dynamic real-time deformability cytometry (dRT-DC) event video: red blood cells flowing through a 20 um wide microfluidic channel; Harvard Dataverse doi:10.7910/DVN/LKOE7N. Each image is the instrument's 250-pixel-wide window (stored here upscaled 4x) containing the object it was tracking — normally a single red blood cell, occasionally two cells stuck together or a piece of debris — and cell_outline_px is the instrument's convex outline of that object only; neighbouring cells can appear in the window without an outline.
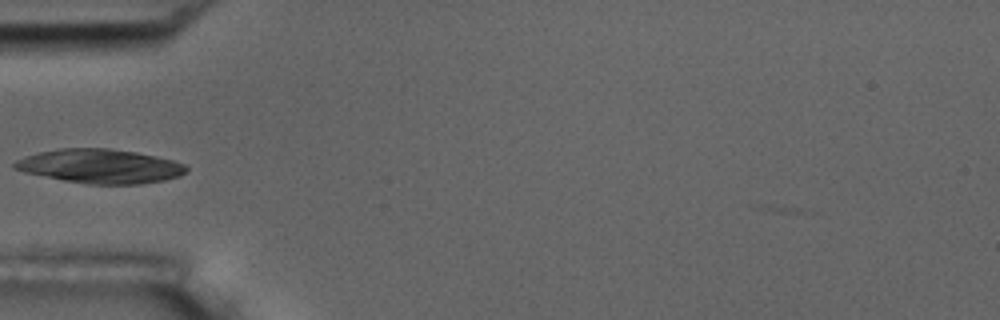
{"species": "common noctule bat (a hibernating species)", "species_latin": "Nyctalus noctula", "temperature_condition": "room temperature", "stored_images_in_passage": 6, "camera_frame_rate_fps": 3000, "um_per_image_px": 0.085, "animal": {"sex": "male", "body_mass_g": 17.5, "forearm_length_mm": 52.3}, "frame": {"image": 1, "passage_image": 5, "time_ms": 5.667, "image_size_px": [1000, 320], "cell_outline_px": [[188, 172], [180, 176], [164, 180], [140, 184], [88, 184], [64, 180], [24, 172], [12, 168], [12, 164], [16, 160], [24, 156], [40, 152], [60, 148], [108, 148], [136, 152], [156, 156], [172, 160], [184, 164], [188, 168]], "centroid_in_image_um": [8.52, 14.12], "position_along_channel_um": 76.5, "area_um2": 34.16}}